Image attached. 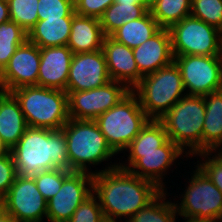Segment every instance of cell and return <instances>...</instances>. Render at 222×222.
Wrapping results in <instances>:
<instances>
[{
	"instance_id": "1",
	"label": "cell",
	"mask_w": 222,
	"mask_h": 222,
	"mask_svg": "<svg viewBox=\"0 0 222 222\" xmlns=\"http://www.w3.org/2000/svg\"><path fill=\"white\" fill-rule=\"evenodd\" d=\"M118 164L93 172V194L99 200L106 222H117L123 216L126 222L162 191L154 182Z\"/></svg>"
},
{
	"instance_id": "2",
	"label": "cell",
	"mask_w": 222,
	"mask_h": 222,
	"mask_svg": "<svg viewBox=\"0 0 222 222\" xmlns=\"http://www.w3.org/2000/svg\"><path fill=\"white\" fill-rule=\"evenodd\" d=\"M17 175L33 177L42 171H71L67 156V141L62 129L28 127L11 149Z\"/></svg>"
},
{
	"instance_id": "3",
	"label": "cell",
	"mask_w": 222,
	"mask_h": 222,
	"mask_svg": "<svg viewBox=\"0 0 222 222\" xmlns=\"http://www.w3.org/2000/svg\"><path fill=\"white\" fill-rule=\"evenodd\" d=\"M11 93L18 100L28 127L59 130L69 120L66 91L36 85Z\"/></svg>"
},
{
	"instance_id": "4",
	"label": "cell",
	"mask_w": 222,
	"mask_h": 222,
	"mask_svg": "<svg viewBox=\"0 0 222 222\" xmlns=\"http://www.w3.org/2000/svg\"><path fill=\"white\" fill-rule=\"evenodd\" d=\"M204 120V97L196 95H185L159 119L168 138L186 153V158L202 152ZM186 149L188 152L184 151Z\"/></svg>"
},
{
	"instance_id": "5",
	"label": "cell",
	"mask_w": 222,
	"mask_h": 222,
	"mask_svg": "<svg viewBox=\"0 0 222 222\" xmlns=\"http://www.w3.org/2000/svg\"><path fill=\"white\" fill-rule=\"evenodd\" d=\"M131 91L150 120L161 119L177 101L187 95L180 70L174 61L143 76Z\"/></svg>"
},
{
	"instance_id": "6",
	"label": "cell",
	"mask_w": 222,
	"mask_h": 222,
	"mask_svg": "<svg viewBox=\"0 0 222 222\" xmlns=\"http://www.w3.org/2000/svg\"><path fill=\"white\" fill-rule=\"evenodd\" d=\"M67 141V156L71 172H87L90 165H98L116 155L108 145L94 120H75L69 118L62 127ZM89 166V167H88Z\"/></svg>"
},
{
	"instance_id": "7",
	"label": "cell",
	"mask_w": 222,
	"mask_h": 222,
	"mask_svg": "<svg viewBox=\"0 0 222 222\" xmlns=\"http://www.w3.org/2000/svg\"><path fill=\"white\" fill-rule=\"evenodd\" d=\"M149 120L137 96L131 91L118 104L94 121L105 136L108 145L118 154L125 151Z\"/></svg>"
},
{
	"instance_id": "8",
	"label": "cell",
	"mask_w": 222,
	"mask_h": 222,
	"mask_svg": "<svg viewBox=\"0 0 222 222\" xmlns=\"http://www.w3.org/2000/svg\"><path fill=\"white\" fill-rule=\"evenodd\" d=\"M188 181V186L175 203L176 212L185 219H196L208 222L222 221V192L197 167Z\"/></svg>"
},
{
	"instance_id": "9",
	"label": "cell",
	"mask_w": 222,
	"mask_h": 222,
	"mask_svg": "<svg viewBox=\"0 0 222 222\" xmlns=\"http://www.w3.org/2000/svg\"><path fill=\"white\" fill-rule=\"evenodd\" d=\"M173 56H217L222 32L216 27L188 16L169 28Z\"/></svg>"
},
{
	"instance_id": "10",
	"label": "cell",
	"mask_w": 222,
	"mask_h": 222,
	"mask_svg": "<svg viewBox=\"0 0 222 222\" xmlns=\"http://www.w3.org/2000/svg\"><path fill=\"white\" fill-rule=\"evenodd\" d=\"M130 92L131 90L125 84L113 80L91 90L67 91L69 118L95 120Z\"/></svg>"
},
{
	"instance_id": "11",
	"label": "cell",
	"mask_w": 222,
	"mask_h": 222,
	"mask_svg": "<svg viewBox=\"0 0 222 222\" xmlns=\"http://www.w3.org/2000/svg\"><path fill=\"white\" fill-rule=\"evenodd\" d=\"M187 95L204 96L222 90V75L217 56H174Z\"/></svg>"
},
{
	"instance_id": "12",
	"label": "cell",
	"mask_w": 222,
	"mask_h": 222,
	"mask_svg": "<svg viewBox=\"0 0 222 222\" xmlns=\"http://www.w3.org/2000/svg\"><path fill=\"white\" fill-rule=\"evenodd\" d=\"M1 201L2 209L18 222H43L47 217V200L38 190L33 177L17 175Z\"/></svg>"
},
{
	"instance_id": "13",
	"label": "cell",
	"mask_w": 222,
	"mask_h": 222,
	"mask_svg": "<svg viewBox=\"0 0 222 222\" xmlns=\"http://www.w3.org/2000/svg\"><path fill=\"white\" fill-rule=\"evenodd\" d=\"M183 152L172 140L168 139L157 151L129 152L127 164L118 166L130 173L154 182L161 190H165L163 179L172 165Z\"/></svg>"
},
{
	"instance_id": "14",
	"label": "cell",
	"mask_w": 222,
	"mask_h": 222,
	"mask_svg": "<svg viewBox=\"0 0 222 222\" xmlns=\"http://www.w3.org/2000/svg\"><path fill=\"white\" fill-rule=\"evenodd\" d=\"M93 194V174L71 172L61 189L47 201L48 222H68L78 206Z\"/></svg>"
},
{
	"instance_id": "15",
	"label": "cell",
	"mask_w": 222,
	"mask_h": 222,
	"mask_svg": "<svg viewBox=\"0 0 222 222\" xmlns=\"http://www.w3.org/2000/svg\"><path fill=\"white\" fill-rule=\"evenodd\" d=\"M111 81L103 50L73 54L67 91H86Z\"/></svg>"
},
{
	"instance_id": "16",
	"label": "cell",
	"mask_w": 222,
	"mask_h": 222,
	"mask_svg": "<svg viewBox=\"0 0 222 222\" xmlns=\"http://www.w3.org/2000/svg\"><path fill=\"white\" fill-rule=\"evenodd\" d=\"M40 66V48L28 39L21 44L2 70L3 91L11 92L36 86Z\"/></svg>"
},
{
	"instance_id": "17",
	"label": "cell",
	"mask_w": 222,
	"mask_h": 222,
	"mask_svg": "<svg viewBox=\"0 0 222 222\" xmlns=\"http://www.w3.org/2000/svg\"><path fill=\"white\" fill-rule=\"evenodd\" d=\"M73 54L67 45L40 48L37 86L67 92V81Z\"/></svg>"
},
{
	"instance_id": "18",
	"label": "cell",
	"mask_w": 222,
	"mask_h": 222,
	"mask_svg": "<svg viewBox=\"0 0 222 222\" xmlns=\"http://www.w3.org/2000/svg\"><path fill=\"white\" fill-rule=\"evenodd\" d=\"M102 50L111 80L123 83L132 90L143 77L138 72L133 49L114 40L111 36H105Z\"/></svg>"
},
{
	"instance_id": "19",
	"label": "cell",
	"mask_w": 222,
	"mask_h": 222,
	"mask_svg": "<svg viewBox=\"0 0 222 222\" xmlns=\"http://www.w3.org/2000/svg\"><path fill=\"white\" fill-rule=\"evenodd\" d=\"M138 72L142 76L156 72L174 61L171 34L168 28H161L150 39L133 49Z\"/></svg>"
},
{
	"instance_id": "20",
	"label": "cell",
	"mask_w": 222,
	"mask_h": 222,
	"mask_svg": "<svg viewBox=\"0 0 222 222\" xmlns=\"http://www.w3.org/2000/svg\"><path fill=\"white\" fill-rule=\"evenodd\" d=\"M105 35L100 20L95 17L75 15L67 46L74 54L101 50Z\"/></svg>"
},
{
	"instance_id": "21",
	"label": "cell",
	"mask_w": 222,
	"mask_h": 222,
	"mask_svg": "<svg viewBox=\"0 0 222 222\" xmlns=\"http://www.w3.org/2000/svg\"><path fill=\"white\" fill-rule=\"evenodd\" d=\"M28 128L20 104L11 92L0 91V135L12 149Z\"/></svg>"
},
{
	"instance_id": "22",
	"label": "cell",
	"mask_w": 222,
	"mask_h": 222,
	"mask_svg": "<svg viewBox=\"0 0 222 222\" xmlns=\"http://www.w3.org/2000/svg\"><path fill=\"white\" fill-rule=\"evenodd\" d=\"M202 152L222 150V90L204 95Z\"/></svg>"
},
{
	"instance_id": "23",
	"label": "cell",
	"mask_w": 222,
	"mask_h": 222,
	"mask_svg": "<svg viewBox=\"0 0 222 222\" xmlns=\"http://www.w3.org/2000/svg\"><path fill=\"white\" fill-rule=\"evenodd\" d=\"M73 17L38 20L28 31V40L39 48L66 46L69 40Z\"/></svg>"
},
{
	"instance_id": "24",
	"label": "cell",
	"mask_w": 222,
	"mask_h": 222,
	"mask_svg": "<svg viewBox=\"0 0 222 222\" xmlns=\"http://www.w3.org/2000/svg\"><path fill=\"white\" fill-rule=\"evenodd\" d=\"M149 7L142 0H114L99 18L105 36H110L124 23L143 17Z\"/></svg>"
},
{
	"instance_id": "25",
	"label": "cell",
	"mask_w": 222,
	"mask_h": 222,
	"mask_svg": "<svg viewBox=\"0 0 222 222\" xmlns=\"http://www.w3.org/2000/svg\"><path fill=\"white\" fill-rule=\"evenodd\" d=\"M160 29L161 27L148 11L143 17L124 23L110 36L134 49L150 39Z\"/></svg>"
},
{
	"instance_id": "26",
	"label": "cell",
	"mask_w": 222,
	"mask_h": 222,
	"mask_svg": "<svg viewBox=\"0 0 222 222\" xmlns=\"http://www.w3.org/2000/svg\"><path fill=\"white\" fill-rule=\"evenodd\" d=\"M167 191L162 190L151 202L135 213L126 222H176L175 204L166 200Z\"/></svg>"
},
{
	"instance_id": "27",
	"label": "cell",
	"mask_w": 222,
	"mask_h": 222,
	"mask_svg": "<svg viewBox=\"0 0 222 222\" xmlns=\"http://www.w3.org/2000/svg\"><path fill=\"white\" fill-rule=\"evenodd\" d=\"M192 0H156L149 11L161 28H170L191 14Z\"/></svg>"
},
{
	"instance_id": "28",
	"label": "cell",
	"mask_w": 222,
	"mask_h": 222,
	"mask_svg": "<svg viewBox=\"0 0 222 222\" xmlns=\"http://www.w3.org/2000/svg\"><path fill=\"white\" fill-rule=\"evenodd\" d=\"M168 139L164 125L159 120H149L125 151H157V148L161 147Z\"/></svg>"
},
{
	"instance_id": "29",
	"label": "cell",
	"mask_w": 222,
	"mask_h": 222,
	"mask_svg": "<svg viewBox=\"0 0 222 222\" xmlns=\"http://www.w3.org/2000/svg\"><path fill=\"white\" fill-rule=\"evenodd\" d=\"M28 39L26 32L16 22L0 24V69L3 70L16 49Z\"/></svg>"
},
{
	"instance_id": "30",
	"label": "cell",
	"mask_w": 222,
	"mask_h": 222,
	"mask_svg": "<svg viewBox=\"0 0 222 222\" xmlns=\"http://www.w3.org/2000/svg\"><path fill=\"white\" fill-rule=\"evenodd\" d=\"M10 21L28 32L39 20L38 0H7Z\"/></svg>"
},
{
	"instance_id": "31",
	"label": "cell",
	"mask_w": 222,
	"mask_h": 222,
	"mask_svg": "<svg viewBox=\"0 0 222 222\" xmlns=\"http://www.w3.org/2000/svg\"><path fill=\"white\" fill-rule=\"evenodd\" d=\"M190 15L222 32V0H192Z\"/></svg>"
},
{
	"instance_id": "32",
	"label": "cell",
	"mask_w": 222,
	"mask_h": 222,
	"mask_svg": "<svg viewBox=\"0 0 222 222\" xmlns=\"http://www.w3.org/2000/svg\"><path fill=\"white\" fill-rule=\"evenodd\" d=\"M71 173L68 170L53 169L42 171L33 176L38 190L42 196L48 201L55 196L62 187L63 180Z\"/></svg>"
},
{
	"instance_id": "33",
	"label": "cell",
	"mask_w": 222,
	"mask_h": 222,
	"mask_svg": "<svg viewBox=\"0 0 222 222\" xmlns=\"http://www.w3.org/2000/svg\"><path fill=\"white\" fill-rule=\"evenodd\" d=\"M196 155L197 157L198 156H200V158L202 157L201 162H199V160L197 161L198 162L197 167L222 192V150L201 152Z\"/></svg>"
},
{
	"instance_id": "34",
	"label": "cell",
	"mask_w": 222,
	"mask_h": 222,
	"mask_svg": "<svg viewBox=\"0 0 222 222\" xmlns=\"http://www.w3.org/2000/svg\"><path fill=\"white\" fill-rule=\"evenodd\" d=\"M39 20L47 18L74 17V0H38Z\"/></svg>"
},
{
	"instance_id": "35",
	"label": "cell",
	"mask_w": 222,
	"mask_h": 222,
	"mask_svg": "<svg viewBox=\"0 0 222 222\" xmlns=\"http://www.w3.org/2000/svg\"><path fill=\"white\" fill-rule=\"evenodd\" d=\"M68 222H106L98 198L94 194L88 197Z\"/></svg>"
},
{
	"instance_id": "36",
	"label": "cell",
	"mask_w": 222,
	"mask_h": 222,
	"mask_svg": "<svg viewBox=\"0 0 222 222\" xmlns=\"http://www.w3.org/2000/svg\"><path fill=\"white\" fill-rule=\"evenodd\" d=\"M16 177L17 171L12 154L0 156V199L7 194Z\"/></svg>"
},
{
	"instance_id": "37",
	"label": "cell",
	"mask_w": 222,
	"mask_h": 222,
	"mask_svg": "<svg viewBox=\"0 0 222 222\" xmlns=\"http://www.w3.org/2000/svg\"><path fill=\"white\" fill-rule=\"evenodd\" d=\"M112 3L114 0H74L75 13L99 19Z\"/></svg>"
},
{
	"instance_id": "38",
	"label": "cell",
	"mask_w": 222,
	"mask_h": 222,
	"mask_svg": "<svg viewBox=\"0 0 222 222\" xmlns=\"http://www.w3.org/2000/svg\"><path fill=\"white\" fill-rule=\"evenodd\" d=\"M10 21L7 0H0V24Z\"/></svg>"
},
{
	"instance_id": "39",
	"label": "cell",
	"mask_w": 222,
	"mask_h": 222,
	"mask_svg": "<svg viewBox=\"0 0 222 222\" xmlns=\"http://www.w3.org/2000/svg\"><path fill=\"white\" fill-rule=\"evenodd\" d=\"M0 222H18L13 216L9 215L3 209L0 210Z\"/></svg>"
},
{
	"instance_id": "40",
	"label": "cell",
	"mask_w": 222,
	"mask_h": 222,
	"mask_svg": "<svg viewBox=\"0 0 222 222\" xmlns=\"http://www.w3.org/2000/svg\"><path fill=\"white\" fill-rule=\"evenodd\" d=\"M11 154V149L4 142L0 135V156Z\"/></svg>"
},
{
	"instance_id": "41",
	"label": "cell",
	"mask_w": 222,
	"mask_h": 222,
	"mask_svg": "<svg viewBox=\"0 0 222 222\" xmlns=\"http://www.w3.org/2000/svg\"><path fill=\"white\" fill-rule=\"evenodd\" d=\"M217 57H218V60H219L221 75H222V37H221L220 42H219V49H218Z\"/></svg>"
},
{
	"instance_id": "42",
	"label": "cell",
	"mask_w": 222,
	"mask_h": 222,
	"mask_svg": "<svg viewBox=\"0 0 222 222\" xmlns=\"http://www.w3.org/2000/svg\"><path fill=\"white\" fill-rule=\"evenodd\" d=\"M148 7H150L156 0H142Z\"/></svg>"
},
{
	"instance_id": "43",
	"label": "cell",
	"mask_w": 222,
	"mask_h": 222,
	"mask_svg": "<svg viewBox=\"0 0 222 222\" xmlns=\"http://www.w3.org/2000/svg\"><path fill=\"white\" fill-rule=\"evenodd\" d=\"M0 91H3L2 70L0 69Z\"/></svg>"
},
{
	"instance_id": "44",
	"label": "cell",
	"mask_w": 222,
	"mask_h": 222,
	"mask_svg": "<svg viewBox=\"0 0 222 222\" xmlns=\"http://www.w3.org/2000/svg\"><path fill=\"white\" fill-rule=\"evenodd\" d=\"M184 220H187V221H185V222H208V221H202V220H196V219H185V218H183Z\"/></svg>"
},
{
	"instance_id": "45",
	"label": "cell",
	"mask_w": 222,
	"mask_h": 222,
	"mask_svg": "<svg viewBox=\"0 0 222 222\" xmlns=\"http://www.w3.org/2000/svg\"><path fill=\"white\" fill-rule=\"evenodd\" d=\"M2 209V201H1V199H0V210Z\"/></svg>"
}]
</instances>
